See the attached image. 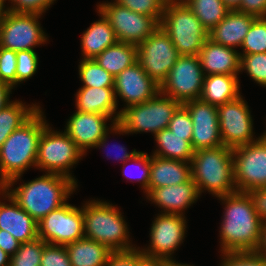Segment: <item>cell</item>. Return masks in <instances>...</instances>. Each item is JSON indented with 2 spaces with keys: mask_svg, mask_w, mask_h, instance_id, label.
Returning a JSON list of instances; mask_svg holds the SVG:
<instances>
[{
  "mask_svg": "<svg viewBox=\"0 0 266 266\" xmlns=\"http://www.w3.org/2000/svg\"><path fill=\"white\" fill-rule=\"evenodd\" d=\"M265 141H266V131H265V133L264 134H262V136H261Z\"/></svg>",
  "mask_w": 266,
  "mask_h": 266,
  "instance_id": "cell-57",
  "label": "cell"
},
{
  "mask_svg": "<svg viewBox=\"0 0 266 266\" xmlns=\"http://www.w3.org/2000/svg\"><path fill=\"white\" fill-rule=\"evenodd\" d=\"M72 266H105L110 253L107 246L83 237L66 245Z\"/></svg>",
  "mask_w": 266,
  "mask_h": 266,
  "instance_id": "cell-28",
  "label": "cell"
},
{
  "mask_svg": "<svg viewBox=\"0 0 266 266\" xmlns=\"http://www.w3.org/2000/svg\"><path fill=\"white\" fill-rule=\"evenodd\" d=\"M200 20L202 26L210 32L230 11L223 0H183Z\"/></svg>",
  "mask_w": 266,
  "mask_h": 266,
  "instance_id": "cell-32",
  "label": "cell"
},
{
  "mask_svg": "<svg viewBox=\"0 0 266 266\" xmlns=\"http://www.w3.org/2000/svg\"><path fill=\"white\" fill-rule=\"evenodd\" d=\"M192 178L191 163L150 156V180L148 193L169 185H177Z\"/></svg>",
  "mask_w": 266,
  "mask_h": 266,
  "instance_id": "cell-24",
  "label": "cell"
},
{
  "mask_svg": "<svg viewBox=\"0 0 266 266\" xmlns=\"http://www.w3.org/2000/svg\"><path fill=\"white\" fill-rule=\"evenodd\" d=\"M6 0H0V26L4 20V18L6 17L7 13H8V9H4V2Z\"/></svg>",
  "mask_w": 266,
  "mask_h": 266,
  "instance_id": "cell-55",
  "label": "cell"
},
{
  "mask_svg": "<svg viewBox=\"0 0 266 266\" xmlns=\"http://www.w3.org/2000/svg\"><path fill=\"white\" fill-rule=\"evenodd\" d=\"M21 101H11L0 110V147L10 134L27 122L40 108L33 104L28 107Z\"/></svg>",
  "mask_w": 266,
  "mask_h": 266,
  "instance_id": "cell-31",
  "label": "cell"
},
{
  "mask_svg": "<svg viewBox=\"0 0 266 266\" xmlns=\"http://www.w3.org/2000/svg\"><path fill=\"white\" fill-rule=\"evenodd\" d=\"M243 70L255 82L266 87V53L240 55V72Z\"/></svg>",
  "mask_w": 266,
  "mask_h": 266,
  "instance_id": "cell-36",
  "label": "cell"
},
{
  "mask_svg": "<svg viewBox=\"0 0 266 266\" xmlns=\"http://www.w3.org/2000/svg\"><path fill=\"white\" fill-rule=\"evenodd\" d=\"M151 244L142 249L147 257L171 261L172 254L183 242L186 231L185 216L179 214H158L150 230Z\"/></svg>",
  "mask_w": 266,
  "mask_h": 266,
  "instance_id": "cell-16",
  "label": "cell"
},
{
  "mask_svg": "<svg viewBox=\"0 0 266 266\" xmlns=\"http://www.w3.org/2000/svg\"><path fill=\"white\" fill-rule=\"evenodd\" d=\"M180 56L160 26L137 46V62L159 85L166 79Z\"/></svg>",
  "mask_w": 266,
  "mask_h": 266,
  "instance_id": "cell-10",
  "label": "cell"
},
{
  "mask_svg": "<svg viewBox=\"0 0 266 266\" xmlns=\"http://www.w3.org/2000/svg\"><path fill=\"white\" fill-rule=\"evenodd\" d=\"M13 6L7 8L13 13H33L43 15L55 0H10Z\"/></svg>",
  "mask_w": 266,
  "mask_h": 266,
  "instance_id": "cell-43",
  "label": "cell"
},
{
  "mask_svg": "<svg viewBox=\"0 0 266 266\" xmlns=\"http://www.w3.org/2000/svg\"><path fill=\"white\" fill-rule=\"evenodd\" d=\"M242 0H223L225 6L230 10H238L240 8Z\"/></svg>",
  "mask_w": 266,
  "mask_h": 266,
  "instance_id": "cell-53",
  "label": "cell"
},
{
  "mask_svg": "<svg viewBox=\"0 0 266 266\" xmlns=\"http://www.w3.org/2000/svg\"><path fill=\"white\" fill-rule=\"evenodd\" d=\"M38 68V56L34 50L16 51L17 84L31 78Z\"/></svg>",
  "mask_w": 266,
  "mask_h": 266,
  "instance_id": "cell-38",
  "label": "cell"
},
{
  "mask_svg": "<svg viewBox=\"0 0 266 266\" xmlns=\"http://www.w3.org/2000/svg\"><path fill=\"white\" fill-rule=\"evenodd\" d=\"M77 184L69 177L46 173L16 189L3 188L37 222L67 202ZM10 191V192H9Z\"/></svg>",
  "mask_w": 266,
  "mask_h": 266,
  "instance_id": "cell-3",
  "label": "cell"
},
{
  "mask_svg": "<svg viewBox=\"0 0 266 266\" xmlns=\"http://www.w3.org/2000/svg\"><path fill=\"white\" fill-rule=\"evenodd\" d=\"M262 221H266V188H251L244 192Z\"/></svg>",
  "mask_w": 266,
  "mask_h": 266,
  "instance_id": "cell-45",
  "label": "cell"
},
{
  "mask_svg": "<svg viewBox=\"0 0 266 266\" xmlns=\"http://www.w3.org/2000/svg\"><path fill=\"white\" fill-rule=\"evenodd\" d=\"M167 0H115V3L143 15L153 17L159 24Z\"/></svg>",
  "mask_w": 266,
  "mask_h": 266,
  "instance_id": "cell-37",
  "label": "cell"
},
{
  "mask_svg": "<svg viewBox=\"0 0 266 266\" xmlns=\"http://www.w3.org/2000/svg\"><path fill=\"white\" fill-rule=\"evenodd\" d=\"M168 128L179 136H186V140H192L193 123L188 110L181 105L173 114Z\"/></svg>",
  "mask_w": 266,
  "mask_h": 266,
  "instance_id": "cell-41",
  "label": "cell"
},
{
  "mask_svg": "<svg viewBox=\"0 0 266 266\" xmlns=\"http://www.w3.org/2000/svg\"><path fill=\"white\" fill-rule=\"evenodd\" d=\"M167 266H191V265L181 264V263L176 262L175 260H171V261H167Z\"/></svg>",
  "mask_w": 266,
  "mask_h": 266,
  "instance_id": "cell-56",
  "label": "cell"
},
{
  "mask_svg": "<svg viewBox=\"0 0 266 266\" xmlns=\"http://www.w3.org/2000/svg\"><path fill=\"white\" fill-rule=\"evenodd\" d=\"M0 81L13 86L17 85L16 51L0 47Z\"/></svg>",
  "mask_w": 266,
  "mask_h": 266,
  "instance_id": "cell-39",
  "label": "cell"
},
{
  "mask_svg": "<svg viewBox=\"0 0 266 266\" xmlns=\"http://www.w3.org/2000/svg\"><path fill=\"white\" fill-rule=\"evenodd\" d=\"M83 155L84 153L65 132L54 131L48 124L39 140L36 168L47 170L46 173L69 177L77 184L69 169L78 163Z\"/></svg>",
  "mask_w": 266,
  "mask_h": 266,
  "instance_id": "cell-8",
  "label": "cell"
},
{
  "mask_svg": "<svg viewBox=\"0 0 266 266\" xmlns=\"http://www.w3.org/2000/svg\"><path fill=\"white\" fill-rule=\"evenodd\" d=\"M256 254L264 257L266 259V221L262 223V229L260 233V242L255 251Z\"/></svg>",
  "mask_w": 266,
  "mask_h": 266,
  "instance_id": "cell-52",
  "label": "cell"
},
{
  "mask_svg": "<svg viewBox=\"0 0 266 266\" xmlns=\"http://www.w3.org/2000/svg\"><path fill=\"white\" fill-rule=\"evenodd\" d=\"M164 214H179L184 216L183 210L191 206L200 196L192 178L184 183L152 189L147 195ZM186 208V209H185Z\"/></svg>",
  "mask_w": 266,
  "mask_h": 266,
  "instance_id": "cell-21",
  "label": "cell"
},
{
  "mask_svg": "<svg viewBox=\"0 0 266 266\" xmlns=\"http://www.w3.org/2000/svg\"><path fill=\"white\" fill-rule=\"evenodd\" d=\"M181 105L180 102L159 92L148 101L122 108L118 122L112 124L110 131L118 134L152 132L155 135L168 128L173 114Z\"/></svg>",
  "mask_w": 266,
  "mask_h": 266,
  "instance_id": "cell-6",
  "label": "cell"
},
{
  "mask_svg": "<svg viewBox=\"0 0 266 266\" xmlns=\"http://www.w3.org/2000/svg\"><path fill=\"white\" fill-rule=\"evenodd\" d=\"M94 60L113 77H116L124 69L137 62V46L117 42L103 50Z\"/></svg>",
  "mask_w": 266,
  "mask_h": 266,
  "instance_id": "cell-29",
  "label": "cell"
},
{
  "mask_svg": "<svg viewBox=\"0 0 266 266\" xmlns=\"http://www.w3.org/2000/svg\"><path fill=\"white\" fill-rule=\"evenodd\" d=\"M40 14L8 12L0 26V47L13 51L34 50L47 41Z\"/></svg>",
  "mask_w": 266,
  "mask_h": 266,
  "instance_id": "cell-14",
  "label": "cell"
},
{
  "mask_svg": "<svg viewBox=\"0 0 266 266\" xmlns=\"http://www.w3.org/2000/svg\"><path fill=\"white\" fill-rule=\"evenodd\" d=\"M40 266H72L66 246L46 243Z\"/></svg>",
  "mask_w": 266,
  "mask_h": 266,
  "instance_id": "cell-40",
  "label": "cell"
},
{
  "mask_svg": "<svg viewBox=\"0 0 266 266\" xmlns=\"http://www.w3.org/2000/svg\"><path fill=\"white\" fill-rule=\"evenodd\" d=\"M234 181L237 192L266 188V141H257L232 149Z\"/></svg>",
  "mask_w": 266,
  "mask_h": 266,
  "instance_id": "cell-12",
  "label": "cell"
},
{
  "mask_svg": "<svg viewBox=\"0 0 266 266\" xmlns=\"http://www.w3.org/2000/svg\"><path fill=\"white\" fill-rule=\"evenodd\" d=\"M114 91L116 102L118 95L130 107L153 98L160 92V85L136 62L115 77Z\"/></svg>",
  "mask_w": 266,
  "mask_h": 266,
  "instance_id": "cell-18",
  "label": "cell"
},
{
  "mask_svg": "<svg viewBox=\"0 0 266 266\" xmlns=\"http://www.w3.org/2000/svg\"><path fill=\"white\" fill-rule=\"evenodd\" d=\"M137 266H167V260L147 257L137 249Z\"/></svg>",
  "mask_w": 266,
  "mask_h": 266,
  "instance_id": "cell-50",
  "label": "cell"
},
{
  "mask_svg": "<svg viewBox=\"0 0 266 266\" xmlns=\"http://www.w3.org/2000/svg\"><path fill=\"white\" fill-rule=\"evenodd\" d=\"M10 256L0 248V266H9Z\"/></svg>",
  "mask_w": 266,
  "mask_h": 266,
  "instance_id": "cell-54",
  "label": "cell"
},
{
  "mask_svg": "<svg viewBox=\"0 0 266 266\" xmlns=\"http://www.w3.org/2000/svg\"><path fill=\"white\" fill-rule=\"evenodd\" d=\"M97 6L109 21L118 42L138 46L160 26L153 17L136 13L115 2Z\"/></svg>",
  "mask_w": 266,
  "mask_h": 266,
  "instance_id": "cell-11",
  "label": "cell"
},
{
  "mask_svg": "<svg viewBox=\"0 0 266 266\" xmlns=\"http://www.w3.org/2000/svg\"><path fill=\"white\" fill-rule=\"evenodd\" d=\"M105 266H137V249L112 251Z\"/></svg>",
  "mask_w": 266,
  "mask_h": 266,
  "instance_id": "cell-46",
  "label": "cell"
},
{
  "mask_svg": "<svg viewBox=\"0 0 266 266\" xmlns=\"http://www.w3.org/2000/svg\"><path fill=\"white\" fill-rule=\"evenodd\" d=\"M45 244L41 238L21 243L17 252L10 256L9 266H40Z\"/></svg>",
  "mask_w": 266,
  "mask_h": 266,
  "instance_id": "cell-35",
  "label": "cell"
},
{
  "mask_svg": "<svg viewBox=\"0 0 266 266\" xmlns=\"http://www.w3.org/2000/svg\"><path fill=\"white\" fill-rule=\"evenodd\" d=\"M38 238L45 243L66 246L84 237L82 207L65 203L38 222Z\"/></svg>",
  "mask_w": 266,
  "mask_h": 266,
  "instance_id": "cell-13",
  "label": "cell"
},
{
  "mask_svg": "<svg viewBox=\"0 0 266 266\" xmlns=\"http://www.w3.org/2000/svg\"><path fill=\"white\" fill-rule=\"evenodd\" d=\"M257 17L237 10L229 11L226 17L210 32L208 38L226 47H241L251 24Z\"/></svg>",
  "mask_w": 266,
  "mask_h": 266,
  "instance_id": "cell-23",
  "label": "cell"
},
{
  "mask_svg": "<svg viewBox=\"0 0 266 266\" xmlns=\"http://www.w3.org/2000/svg\"><path fill=\"white\" fill-rule=\"evenodd\" d=\"M221 266H266V259L255 252L223 253Z\"/></svg>",
  "mask_w": 266,
  "mask_h": 266,
  "instance_id": "cell-42",
  "label": "cell"
},
{
  "mask_svg": "<svg viewBox=\"0 0 266 266\" xmlns=\"http://www.w3.org/2000/svg\"><path fill=\"white\" fill-rule=\"evenodd\" d=\"M132 162L137 163L139 166L141 165L142 172L141 175H137L136 181L140 182L142 184V188L145 190V193L148 194V186H149V180H150V156L144 152H138L137 155H135L132 159ZM143 168V169H142ZM127 171H123V175L126 177H129V180L133 178V176H127ZM131 174V173H130ZM131 177V178H130ZM135 178V177H134Z\"/></svg>",
  "mask_w": 266,
  "mask_h": 266,
  "instance_id": "cell-44",
  "label": "cell"
},
{
  "mask_svg": "<svg viewBox=\"0 0 266 266\" xmlns=\"http://www.w3.org/2000/svg\"><path fill=\"white\" fill-rule=\"evenodd\" d=\"M237 11L256 17H266V0H242Z\"/></svg>",
  "mask_w": 266,
  "mask_h": 266,
  "instance_id": "cell-47",
  "label": "cell"
},
{
  "mask_svg": "<svg viewBox=\"0 0 266 266\" xmlns=\"http://www.w3.org/2000/svg\"><path fill=\"white\" fill-rule=\"evenodd\" d=\"M191 173L199 194L207 190L218 198L237 192L230 147L222 145L194 151Z\"/></svg>",
  "mask_w": 266,
  "mask_h": 266,
  "instance_id": "cell-4",
  "label": "cell"
},
{
  "mask_svg": "<svg viewBox=\"0 0 266 266\" xmlns=\"http://www.w3.org/2000/svg\"><path fill=\"white\" fill-rule=\"evenodd\" d=\"M218 198L226 204L220 228L222 253L255 252L260 242L263 221L247 195L235 192Z\"/></svg>",
  "mask_w": 266,
  "mask_h": 266,
  "instance_id": "cell-1",
  "label": "cell"
},
{
  "mask_svg": "<svg viewBox=\"0 0 266 266\" xmlns=\"http://www.w3.org/2000/svg\"><path fill=\"white\" fill-rule=\"evenodd\" d=\"M82 211L84 237L107 246L111 251L136 248L130 245L127 223L114 205L92 200L83 206Z\"/></svg>",
  "mask_w": 266,
  "mask_h": 266,
  "instance_id": "cell-5",
  "label": "cell"
},
{
  "mask_svg": "<svg viewBox=\"0 0 266 266\" xmlns=\"http://www.w3.org/2000/svg\"><path fill=\"white\" fill-rule=\"evenodd\" d=\"M76 109L85 113H97L114 117L117 123L120 111L116 114L117 102L114 87H81L76 93ZM116 114L115 116H112Z\"/></svg>",
  "mask_w": 266,
  "mask_h": 266,
  "instance_id": "cell-25",
  "label": "cell"
},
{
  "mask_svg": "<svg viewBox=\"0 0 266 266\" xmlns=\"http://www.w3.org/2000/svg\"><path fill=\"white\" fill-rule=\"evenodd\" d=\"M205 74L198 55H181L160 85V92L181 104L200 99Z\"/></svg>",
  "mask_w": 266,
  "mask_h": 266,
  "instance_id": "cell-9",
  "label": "cell"
},
{
  "mask_svg": "<svg viewBox=\"0 0 266 266\" xmlns=\"http://www.w3.org/2000/svg\"><path fill=\"white\" fill-rule=\"evenodd\" d=\"M20 245L21 242L15 239L8 231L0 229V248L9 256H13Z\"/></svg>",
  "mask_w": 266,
  "mask_h": 266,
  "instance_id": "cell-48",
  "label": "cell"
},
{
  "mask_svg": "<svg viewBox=\"0 0 266 266\" xmlns=\"http://www.w3.org/2000/svg\"><path fill=\"white\" fill-rule=\"evenodd\" d=\"M237 76L226 74L205 76L200 99L215 106L237 99L241 96Z\"/></svg>",
  "mask_w": 266,
  "mask_h": 266,
  "instance_id": "cell-26",
  "label": "cell"
},
{
  "mask_svg": "<svg viewBox=\"0 0 266 266\" xmlns=\"http://www.w3.org/2000/svg\"><path fill=\"white\" fill-rule=\"evenodd\" d=\"M98 13L101 19L92 23L81 38L83 59H94L103 50L118 42L109 21L102 13Z\"/></svg>",
  "mask_w": 266,
  "mask_h": 266,
  "instance_id": "cell-27",
  "label": "cell"
},
{
  "mask_svg": "<svg viewBox=\"0 0 266 266\" xmlns=\"http://www.w3.org/2000/svg\"><path fill=\"white\" fill-rule=\"evenodd\" d=\"M242 96L217 106L221 140L224 146L235 148L250 144L253 138V120Z\"/></svg>",
  "mask_w": 266,
  "mask_h": 266,
  "instance_id": "cell-15",
  "label": "cell"
},
{
  "mask_svg": "<svg viewBox=\"0 0 266 266\" xmlns=\"http://www.w3.org/2000/svg\"><path fill=\"white\" fill-rule=\"evenodd\" d=\"M182 105L188 110L193 123V150L222 146L217 106L201 99L190 100Z\"/></svg>",
  "mask_w": 266,
  "mask_h": 266,
  "instance_id": "cell-17",
  "label": "cell"
},
{
  "mask_svg": "<svg viewBox=\"0 0 266 266\" xmlns=\"http://www.w3.org/2000/svg\"><path fill=\"white\" fill-rule=\"evenodd\" d=\"M79 76L83 87H114V79L109 72L94 59H82L79 65Z\"/></svg>",
  "mask_w": 266,
  "mask_h": 266,
  "instance_id": "cell-33",
  "label": "cell"
},
{
  "mask_svg": "<svg viewBox=\"0 0 266 266\" xmlns=\"http://www.w3.org/2000/svg\"><path fill=\"white\" fill-rule=\"evenodd\" d=\"M160 27L180 55H199L208 31L183 0H167Z\"/></svg>",
  "mask_w": 266,
  "mask_h": 266,
  "instance_id": "cell-7",
  "label": "cell"
},
{
  "mask_svg": "<svg viewBox=\"0 0 266 266\" xmlns=\"http://www.w3.org/2000/svg\"><path fill=\"white\" fill-rule=\"evenodd\" d=\"M44 120L39 109L0 147V188H11L27 168L36 167L39 140L48 125Z\"/></svg>",
  "mask_w": 266,
  "mask_h": 266,
  "instance_id": "cell-2",
  "label": "cell"
},
{
  "mask_svg": "<svg viewBox=\"0 0 266 266\" xmlns=\"http://www.w3.org/2000/svg\"><path fill=\"white\" fill-rule=\"evenodd\" d=\"M108 132H110V131L108 130L105 133V135L102 137V139H100L97 142V144L94 146L95 148H98L99 147V149H100L101 147H105L106 146L105 143L107 142V136L109 134ZM113 148H115V149H118L119 148V150L122 151V155H118L119 154L118 153L115 157H116V159L118 158L119 160L123 161L124 162L123 164H125L127 161H130L135 155L138 154V151H136L135 149L132 152L127 153L125 147L118 146V148H117L116 145H113ZM107 156L109 157L110 155L107 154Z\"/></svg>",
  "mask_w": 266,
  "mask_h": 266,
  "instance_id": "cell-49",
  "label": "cell"
},
{
  "mask_svg": "<svg viewBox=\"0 0 266 266\" xmlns=\"http://www.w3.org/2000/svg\"><path fill=\"white\" fill-rule=\"evenodd\" d=\"M113 120L109 116L97 113L76 111L68 119L64 132L75 142L85 154L87 149L93 148L109 130L106 121Z\"/></svg>",
  "mask_w": 266,
  "mask_h": 266,
  "instance_id": "cell-19",
  "label": "cell"
},
{
  "mask_svg": "<svg viewBox=\"0 0 266 266\" xmlns=\"http://www.w3.org/2000/svg\"><path fill=\"white\" fill-rule=\"evenodd\" d=\"M240 48L244 52L239 55L266 53V17H257L253 21Z\"/></svg>",
  "mask_w": 266,
  "mask_h": 266,
  "instance_id": "cell-34",
  "label": "cell"
},
{
  "mask_svg": "<svg viewBox=\"0 0 266 266\" xmlns=\"http://www.w3.org/2000/svg\"><path fill=\"white\" fill-rule=\"evenodd\" d=\"M205 76L210 74L238 75L240 55L234 48L226 47L207 39L199 52Z\"/></svg>",
  "mask_w": 266,
  "mask_h": 266,
  "instance_id": "cell-22",
  "label": "cell"
},
{
  "mask_svg": "<svg viewBox=\"0 0 266 266\" xmlns=\"http://www.w3.org/2000/svg\"><path fill=\"white\" fill-rule=\"evenodd\" d=\"M0 194L8 198L11 203L0 202V229L8 231L21 243L37 239L38 222L22 209L3 188H0Z\"/></svg>",
  "mask_w": 266,
  "mask_h": 266,
  "instance_id": "cell-20",
  "label": "cell"
},
{
  "mask_svg": "<svg viewBox=\"0 0 266 266\" xmlns=\"http://www.w3.org/2000/svg\"><path fill=\"white\" fill-rule=\"evenodd\" d=\"M158 149L153 155L184 162H190L194 155L191 142L186 140V136H179L165 128L154 135Z\"/></svg>",
  "mask_w": 266,
  "mask_h": 266,
  "instance_id": "cell-30",
  "label": "cell"
},
{
  "mask_svg": "<svg viewBox=\"0 0 266 266\" xmlns=\"http://www.w3.org/2000/svg\"><path fill=\"white\" fill-rule=\"evenodd\" d=\"M12 89L13 88L7 83L0 81V110H2L6 105L11 102L9 101V96Z\"/></svg>",
  "mask_w": 266,
  "mask_h": 266,
  "instance_id": "cell-51",
  "label": "cell"
}]
</instances>
